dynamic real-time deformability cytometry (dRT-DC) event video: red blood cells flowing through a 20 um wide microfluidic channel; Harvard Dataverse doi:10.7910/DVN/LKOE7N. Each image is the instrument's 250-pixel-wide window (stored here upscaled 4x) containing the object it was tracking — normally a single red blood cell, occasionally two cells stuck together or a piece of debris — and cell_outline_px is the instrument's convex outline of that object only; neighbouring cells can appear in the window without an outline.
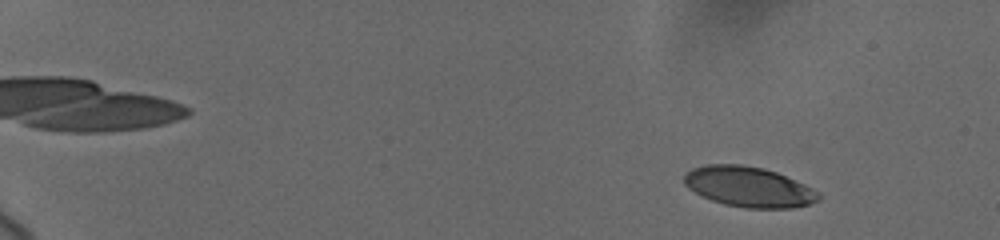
{"species": "human", "species_latin": "Homo sapiens", "temperature_condition": "cold", "stored_images_in_passage": 11, "camera_frame_rate_fps": 3000, "um_per_image_px": 0.085, "donor": {"sex": "female"}, "frame": {"image": 1, "passage_image": 3, "time_ms": 1.0, "image_size_px": [1000, 240], "cell_outline_px": [[820, 200], [808, 204], [792, 208], [744, 208], [724, 204], [712, 200], [688, 188], [684, 184], [684, 172], [692, 168], [704, 164], [740, 164], [764, 168], [776, 172], [804, 184], [820, 192]], "centroid_in_image_um": [63.63, 15.87], "position_along_channel_um": 21.4, "area_um2": 31.62}}
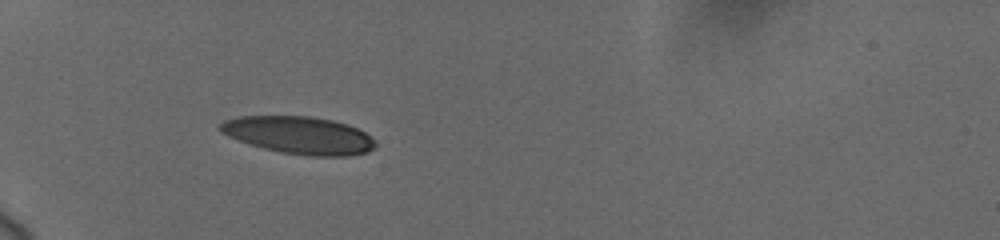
{"frame": {"image": 2, "passage_image": 10, "time_ms": 5.667, "image_size_px": [1000, 240], "cell_outline_px": [[376, 148], [368, 152], [348, 156], [308, 156], [280, 152], [248, 144], [228, 136], [220, 132], [216, 128], [224, 120], [236, 116], [312, 116], [332, 120], [348, 124], [364, 132], [376, 144]], "centroid_in_image_um": [25.38, 11.49], "position_along_channel_um": 59.6, "area_um2": 34.1}}